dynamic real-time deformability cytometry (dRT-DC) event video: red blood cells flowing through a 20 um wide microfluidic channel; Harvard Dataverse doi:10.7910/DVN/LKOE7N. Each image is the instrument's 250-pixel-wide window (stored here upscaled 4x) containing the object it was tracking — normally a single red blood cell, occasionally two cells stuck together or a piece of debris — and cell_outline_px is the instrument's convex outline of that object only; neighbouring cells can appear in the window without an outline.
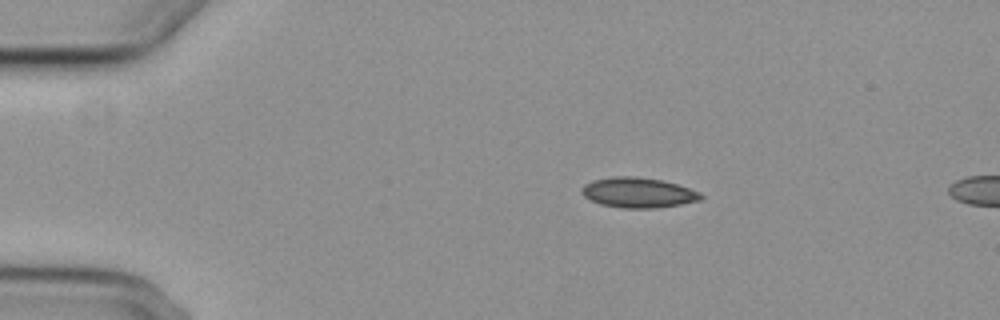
{"species": "common noctule bat (a hibernating species)", "species_latin": "Nyctalus noctula", "temperature_condition": "cold", "stored_images_in_passage": 2, "camera_frame_rate_fps": 3000, "um_per_image_px": 0.085, "animal": {"sex": "female", "body_mass_g": 29.2, "forearm_length_mm": 56.3}, "frame": {"image": 1, "passage_image": 1, "time_ms": 0.0, "image_size_px": [1000, 320], "cell_outline_px": [[704, 200], [680, 204], [652, 208], [620, 208], [600, 204], [584, 196], [580, 192], [584, 184], [592, 180], [612, 176], [636, 176], [664, 180], [700, 192], [704, 196]], "centroid_in_image_um": [54.25, 16.36], "position_along_channel_um": 30.8, "area_um2": 21.1}}